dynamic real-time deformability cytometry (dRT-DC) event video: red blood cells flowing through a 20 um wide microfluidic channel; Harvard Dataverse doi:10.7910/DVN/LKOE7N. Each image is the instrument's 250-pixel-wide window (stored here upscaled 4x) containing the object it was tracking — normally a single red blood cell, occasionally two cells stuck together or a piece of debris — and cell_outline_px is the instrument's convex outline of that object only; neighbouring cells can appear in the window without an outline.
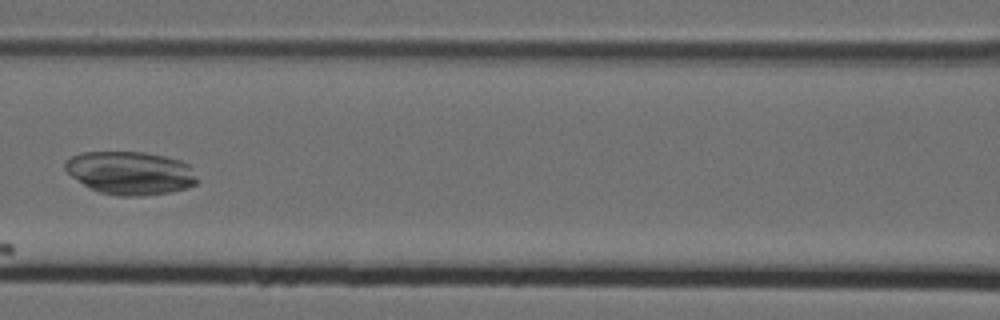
{"species": "Egyptian fruit bat (a non-hibernating species)", "species_latin": "Rousettus aegyptiacus", "temperature_condition": "cold", "stored_images_in_passage": 8, "camera_frame_rate_fps": 3000, "um_per_image_px": 0.085, "animal": {"sex": "female"}, "frame": {"image": 1, "passage_image": 6, "time_ms": 1.667, "image_size_px": [1000, 320], "cell_outline_px": [[200, 180], [196, 184], [184, 188], [168, 192], [140, 196], [120, 196], [100, 192], [88, 188], [72, 176], [64, 168], [64, 164], [72, 156], [80, 152], [144, 152], [164, 156], [180, 160], [188, 164]], "centroid_in_image_um": [11.08, 14.7], "position_along_channel_um": 155.5, "area_um2": 33.18}}